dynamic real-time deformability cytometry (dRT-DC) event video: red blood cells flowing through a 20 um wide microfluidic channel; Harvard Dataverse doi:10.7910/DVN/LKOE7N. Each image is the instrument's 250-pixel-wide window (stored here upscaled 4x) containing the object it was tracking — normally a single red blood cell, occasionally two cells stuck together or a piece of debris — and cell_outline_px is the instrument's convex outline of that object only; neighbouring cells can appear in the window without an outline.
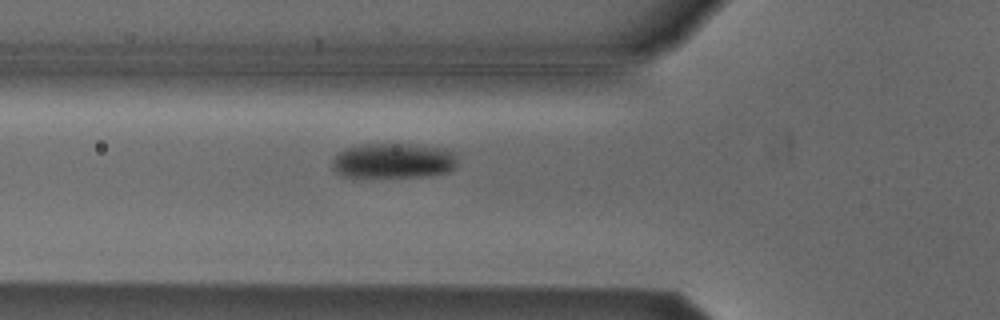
{"species": "Egyptian fruit bat (a non-hibernating species)", "species_latin": "Rousettus aegyptiacus", "temperature_condition": "cold", "stored_images_in_passage": 38, "camera_frame_rate_fps": 3000, "um_per_image_px": 0.085, "animal": {"sex": "male"}, "frame": {"image": 1, "passage_image": 3, "time_ms": 0.667, "image_size_px": [1000, 320], "cell_outline_px": [[456, 164], [448, 172], [428, 176], [356, 180], [352, 180], [340, 176], [332, 168], [332, 160], [344, 148], [360, 144], [408, 144], [436, 148], [456, 152]], "centroid_in_image_um": [33.32, 13.73], "position_along_channel_um": 92.5, "area_um2": 26.65}}
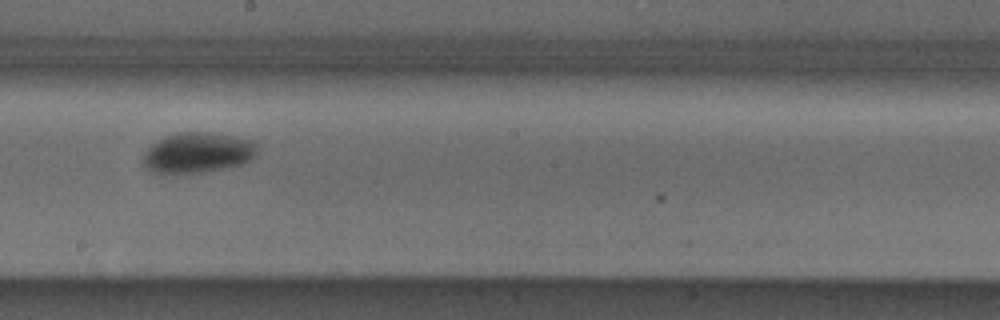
{"frame": {"image": 2, "passage_image": 14, "time_ms": 4.333, "image_size_px": [1000, 320], "cell_outline_px": [[260, 148], [256, 156], [252, 160], [244, 164], [228, 168], [204, 172], [160, 176], [144, 168], [144, 152], [156, 140], [164, 136], [176, 132], [204, 132], [236, 136], [256, 140], [260, 144]], "centroid_in_image_um": [16.84, 13.0], "position_along_channel_um": 231.4, "area_um2": 28.21}}
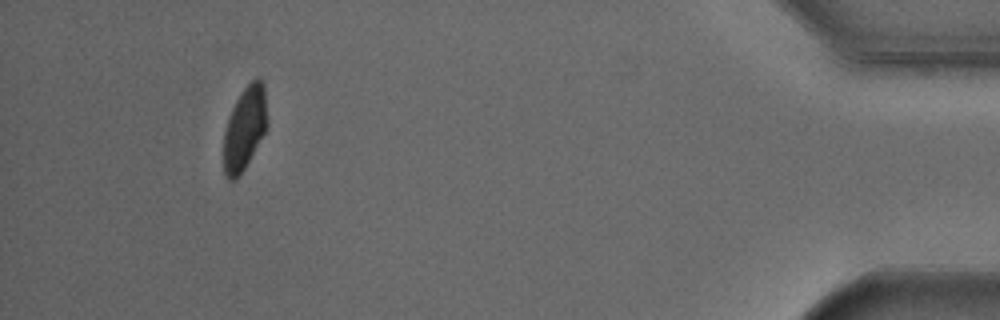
{"frame": {"image": 3, "passage_image": 34, "time_ms": 11.0, "image_size_px": [1000, 320], "cell_outline_px": [[268, 128], [244, 168], [236, 180], [228, 180], [224, 172], [224, 132], [228, 116], [236, 100], [244, 88], [256, 76], [260, 76], [264, 84], [268, 124]], "centroid_in_image_um": [20.82, 10.87], "position_along_channel_um": 414.4, "area_um2": 21.33}, "authors_computed_cell_mechanics": {"area_um2": 24.854, "velocity_mm_per_s": 3.7953, "shape_relaxation_time_tau1_ms": 2.0087, "shape_relaxation_time_tau2_ms": null, "deformation_change_tau1": 0.0911, "deformation_change_tau2": null}}